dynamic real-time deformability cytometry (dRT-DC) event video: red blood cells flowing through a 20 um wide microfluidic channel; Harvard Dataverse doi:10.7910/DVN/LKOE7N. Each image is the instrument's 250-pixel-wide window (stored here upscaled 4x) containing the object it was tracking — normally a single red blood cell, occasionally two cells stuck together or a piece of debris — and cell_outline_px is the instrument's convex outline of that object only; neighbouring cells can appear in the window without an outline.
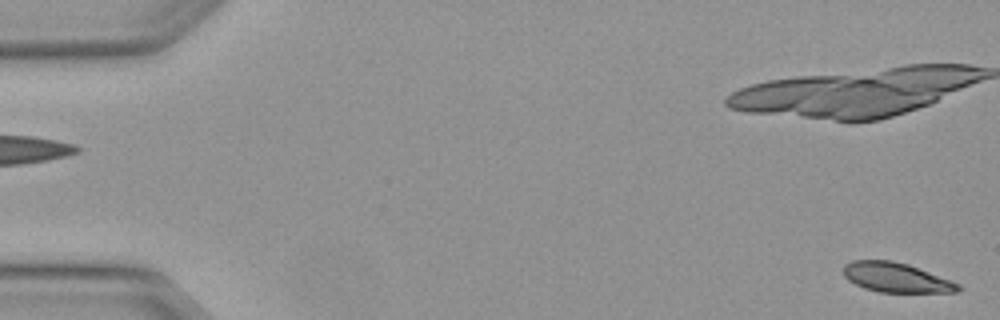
{"species": "Egyptian fruit bat (a non-hibernating species)", "species_latin": "Rousettus aegyptiacus", "temperature_condition": "warm", "stored_images_in_passage": 2, "segment_of_instrument_passage": [2, 2], "camera_frame_rate_fps": 3000, "um_per_image_px": 0.085, "animal": {"sex": "female"}, "frame": {"image": 1, "passage_image": 2, "time_ms": 0.333, "image_size_px": [1000, 320], "cell_outline_px": [[964, 288], [960, 292], [880, 292], [864, 288], [848, 280], [844, 276], [844, 264], [852, 260], [892, 260], [908, 264], [952, 280], [960, 284]], "centroid_in_image_um": [76.21, 23.59], "position_along_channel_um": 8.8, "area_um2": 19.94}}